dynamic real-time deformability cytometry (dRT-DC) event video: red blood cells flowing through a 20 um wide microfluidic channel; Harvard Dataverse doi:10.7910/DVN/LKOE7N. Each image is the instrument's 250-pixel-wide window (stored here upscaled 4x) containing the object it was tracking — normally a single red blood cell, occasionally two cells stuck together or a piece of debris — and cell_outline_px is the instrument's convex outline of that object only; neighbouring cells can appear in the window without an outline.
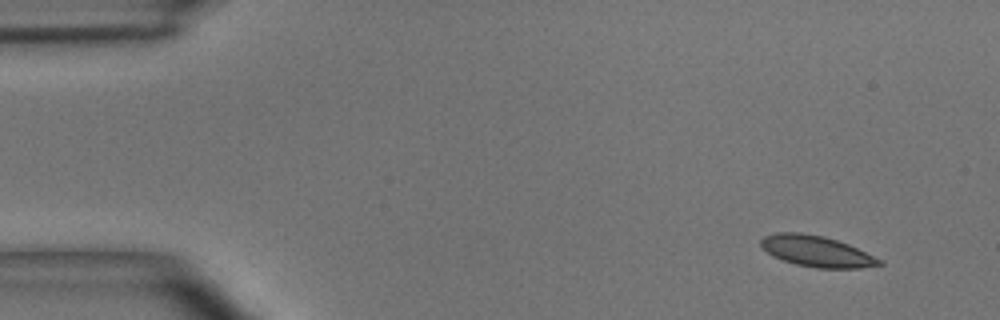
{"species": "common noctule bat (a hibernating species)", "species_latin": "Nyctalus noctula", "temperature_condition": "room temperature", "stored_images_in_passage": 4, "camera_frame_rate_fps": 3000, "um_per_image_px": 0.085, "animal": {"sex": "male", "body_mass_g": 15.6}, "frame": {"image": 1, "passage_image": 1, "time_ms": 0.0, "image_size_px": [1000, 320], "cell_outline_px": [[884, 264], [860, 268], [816, 268], [796, 264], [784, 260], [768, 252], [760, 244], [760, 240], [764, 236], [776, 232], [800, 232], [824, 236], [848, 244], [884, 260]], "centroid_in_image_um": [69.45, 21.35], "position_along_channel_um": 15.6, "area_um2": 21.27}}